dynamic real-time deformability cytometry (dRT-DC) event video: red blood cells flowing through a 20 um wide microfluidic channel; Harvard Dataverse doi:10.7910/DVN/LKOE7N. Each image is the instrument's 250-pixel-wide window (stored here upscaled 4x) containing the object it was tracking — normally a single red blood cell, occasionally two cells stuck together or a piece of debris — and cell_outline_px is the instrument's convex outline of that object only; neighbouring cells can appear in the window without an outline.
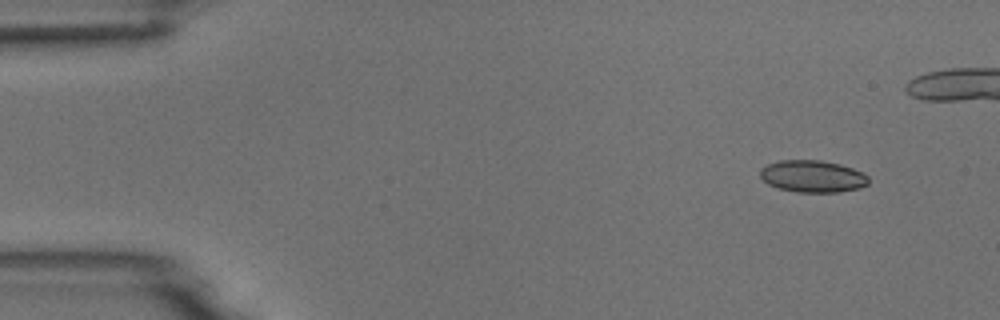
{"species": "common noctule bat (a hibernating species)", "species_latin": "Nyctalus noctula", "temperature_condition": "room temperature", "stored_images_in_passage": 41, "camera_frame_rate_fps": 3000, "um_per_image_px": 0.085, "animal": {"sex": "male", "body_mass_g": 18.8}, "frame": {"image": 1, "passage_image": 1, "time_ms": 0.0, "image_size_px": [1000, 320], "cell_outline_px": [[868, 184], [860, 188], [840, 192], [796, 192], [776, 188], [768, 184], [760, 176], [760, 168], [768, 164], [780, 160], [820, 160], [840, 164], [852, 168], [868, 176]], "centroid_in_image_um": [69.05, 14.99], "position_along_channel_um": 15.9, "area_um2": 20.29}}
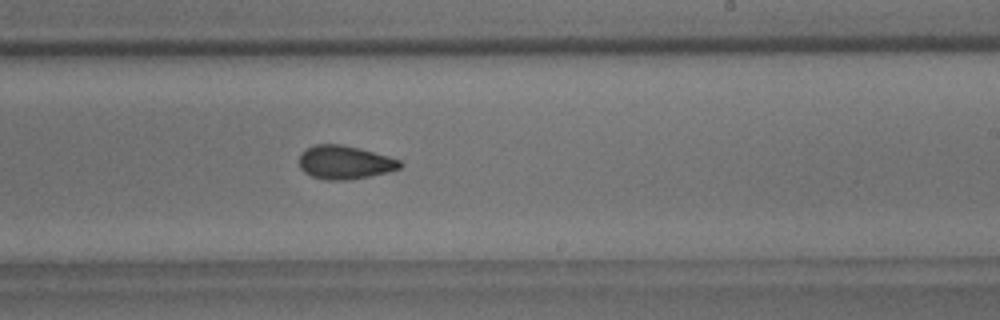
{"frame": {"image": 2, "passage_image": 29, "time_ms": 9.333, "image_size_px": [1000, 320], "cell_outline_px": [[404, 164], [400, 168], [388, 172], [348, 180], [324, 180], [312, 176], [304, 172], [300, 168], [300, 152], [316, 144], [340, 144], [360, 148], [388, 156], [400, 160]], "centroid_in_image_um": [29.3, 13.8], "position_along_channel_um": 259.7, "area_um2": 19.71}}
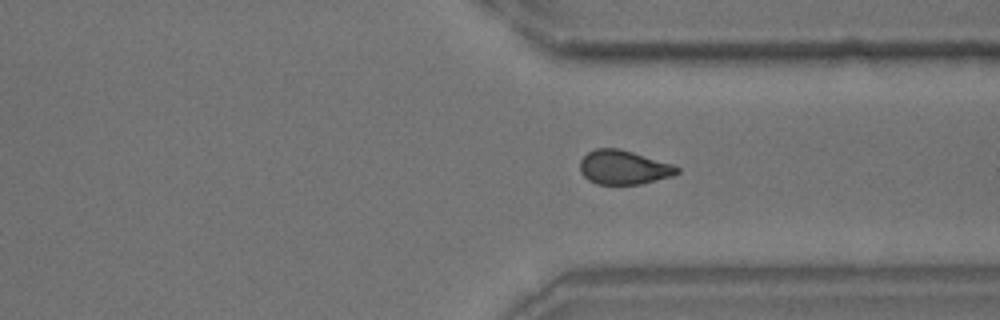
{"frame": {"image": 3, "passage_image": 37, "time_ms": 12.0, "image_size_px": [1000, 320], "cell_outline_px": [[680, 172], [672, 176], [640, 184], [596, 184], [588, 180], [580, 172], [580, 160], [588, 152], [596, 148], [620, 148], [672, 164], [680, 168]], "centroid_in_image_um": [53.0, 14.22], "position_along_channel_um": 358.4, "area_um2": 19.31}}